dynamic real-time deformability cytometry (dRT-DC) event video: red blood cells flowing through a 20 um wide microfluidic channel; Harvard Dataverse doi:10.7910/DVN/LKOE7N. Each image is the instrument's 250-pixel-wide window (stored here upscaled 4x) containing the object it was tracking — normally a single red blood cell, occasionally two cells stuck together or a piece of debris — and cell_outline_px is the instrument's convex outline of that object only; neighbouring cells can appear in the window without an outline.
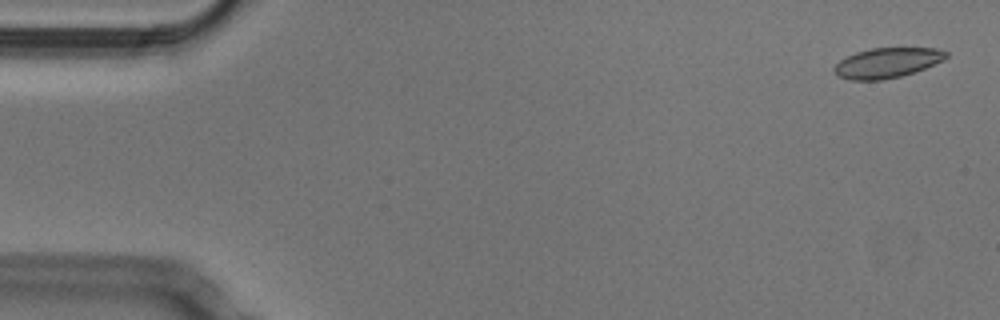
{"species": "Egyptian fruit bat (a non-hibernating species)", "species_latin": "Rousettus aegyptiacus", "temperature_condition": "cold", "stored_images_in_passage": 53, "camera_frame_rate_fps": 3000, "um_per_image_px": 0.085, "animal": {"sex": "male"}, "frame": {"image": 1, "passage_image": 2, "time_ms": 0.333, "image_size_px": [1000, 320], "cell_outline_px": [[948, 56], [944, 60], [924, 68], [900, 76], [880, 80], [848, 80], [836, 76], [832, 68], [840, 60], [856, 52], [872, 48], [936, 48], [948, 52]], "centroid_in_image_um": [75.37, 5.34], "position_along_channel_um": 9.6, "area_um2": 19.54}}
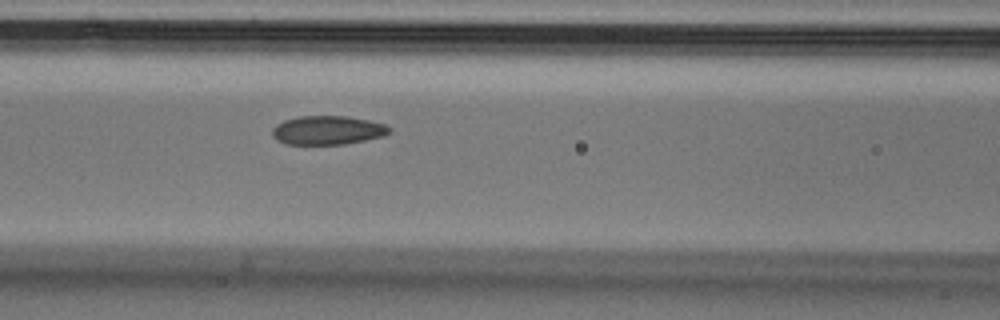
{"frame": {"image": 2, "passage_image": 22, "time_ms": 7.0, "image_size_px": [1000, 320], "cell_outline_px": [[392, 132], [384, 136], [344, 144], [284, 144], [276, 140], [272, 136], [272, 128], [276, 124], [284, 120], [296, 116], [348, 116], [368, 120], [384, 124], [392, 128]], "centroid_in_image_um": [27.83, 11.06], "position_along_channel_um": 138.8, "area_um2": 19.88}}
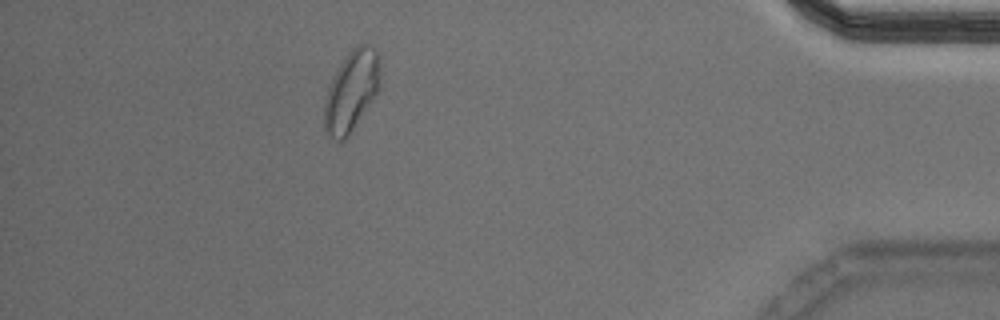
{"frame": {"image": 3, "passage_image": 47, "time_ms": 15.333, "image_size_px": [1000, 320], "cell_outline_px": [[380, 84], [376, 92], [348, 136], [344, 140], [336, 140], [328, 136], [324, 132], [324, 100], [328, 88], [340, 64], [348, 52], [356, 44], [368, 44], [376, 48], [380, 56]], "centroid_in_image_um": [29.87, 7.7], "position_along_channel_um": 405.3, "area_um2": 26.13}, "authors_computed_cell_mechanics": {"area_um2": 20.5768, "velocity_mm_per_s": 3.7846, "shape_relaxation_time_tau1_ms": 9.73, "shape_relaxation_time_tau2_ms": 1.4893, "deformation_change_tau1": 0.1442, "deformation_change_tau2": 0.0704}}